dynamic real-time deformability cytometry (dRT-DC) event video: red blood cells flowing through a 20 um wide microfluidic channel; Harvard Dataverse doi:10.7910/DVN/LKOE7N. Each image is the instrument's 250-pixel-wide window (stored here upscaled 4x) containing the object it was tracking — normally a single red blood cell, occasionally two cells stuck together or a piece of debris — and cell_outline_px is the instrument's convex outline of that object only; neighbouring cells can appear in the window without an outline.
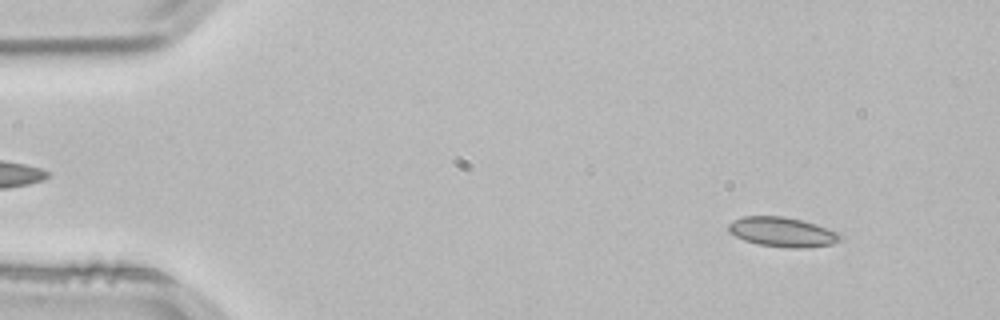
{"species": "common noctule bat (a hibernating species)", "species_latin": "Nyctalus noctula", "temperature_condition": "room temperature", "stored_images_in_passage": 52, "camera_frame_rate_fps": 3000, "um_per_image_px": 0.085, "animal": {"sex": "male", "body_mass_g": 21.5, "forearm_length_mm": 52.0}, "frame": {"image": 1, "passage_image": 5, "time_ms": 1.333, "image_size_px": [1000, 320], "cell_outline_px": [[840, 240], [832, 244], [796, 248], [792, 248], [760, 244], [744, 240], [728, 232], [728, 224], [732, 220], [744, 216], [784, 216], [800, 220], [836, 232], [840, 236]], "centroid_in_image_um": [66.41, 19.71], "position_along_channel_um": 18.6, "area_um2": 18.79}}
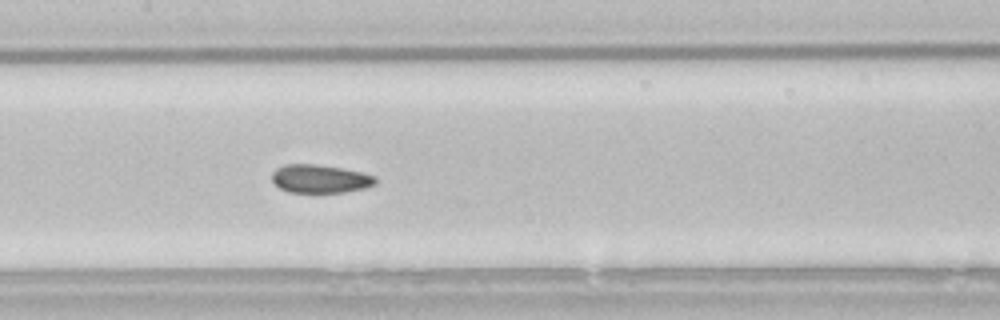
{"frame": {"image": 2, "passage_image": 25, "time_ms": 8.0, "image_size_px": [1000, 320], "cell_outline_px": [[376, 184], [364, 188], [344, 192], [316, 196], [288, 192], [280, 188], [272, 180], [272, 172], [276, 168], [284, 164], [316, 164], [340, 168], [360, 172], [376, 176]], "centroid_in_image_um": [27.17, 15.25], "position_along_channel_um": 180.2, "area_um2": 17.8}}
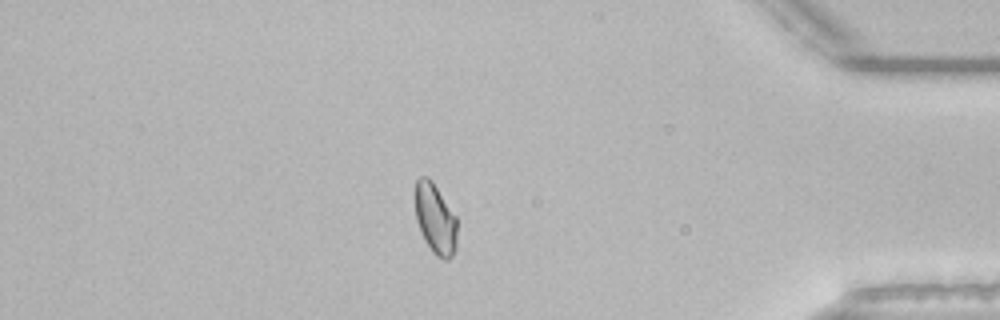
{"frame": {"image": 3, "passage_image": 45, "time_ms": 14.667, "image_size_px": [1000, 320], "cell_outline_px": [[456, 248], [452, 256], [448, 260], [444, 260], [436, 256], [432, 252], [424, 240], [420, 232], [416, 220], [412, 192], [416, 180], [420, 176], [428, 176], [432, 180], [456, 216]], "centroid_in_image_um": [36.94, 18.56], "position_along_channel_um": 398.3, "area_um2": 17.86}, "authors_computed_cell_mechanics": {"area_um2": 17.8313, "velocity_mm_per_s": 3.8287, "shape_relaxation_time_tau1_ms": 9.3383, "shape_relaxation_time_tau2_ms": 1.757, "deformation_change_tau1": 0.1134, "deformation_change_tau2": 0.0475}}